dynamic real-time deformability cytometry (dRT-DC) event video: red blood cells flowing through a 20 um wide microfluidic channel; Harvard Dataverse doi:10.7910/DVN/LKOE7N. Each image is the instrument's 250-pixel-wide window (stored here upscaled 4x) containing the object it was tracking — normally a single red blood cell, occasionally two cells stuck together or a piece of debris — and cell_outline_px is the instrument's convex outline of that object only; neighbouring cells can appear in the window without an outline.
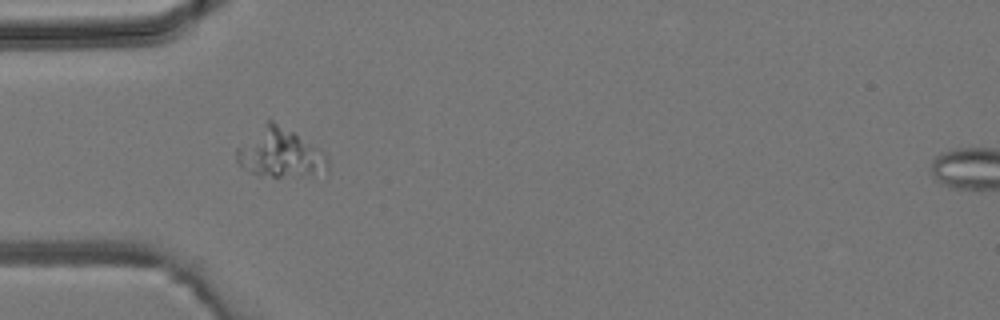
{"species": "common noctule bat (a hibernating species)", "species_latin": "Nyctalus noctula", "temperature_condition": "room temperature", "stored_images_in_passage": 14, "camera_frame_rate_fps": 3000, "um_per_image_px": 0.085, "animal": {"sex": "male", "body_mass_g": 19.2, "forearm_length_mm": 51.8}, "frame": {"image": 1, "passage_image": 5, "time_ms": 1.333, "image_size_px": [1000, 320], "cell_outline_px": [[328, 172], [312, 176], [256, 176], [244, 168], [236, 160], [236, 148], [268, 116], [320, 148], [328, 156]], "centroid_in_image_um": [23.81, 12.98], "position_along_channel_um": 61.2, "area_um2": 26.82}}
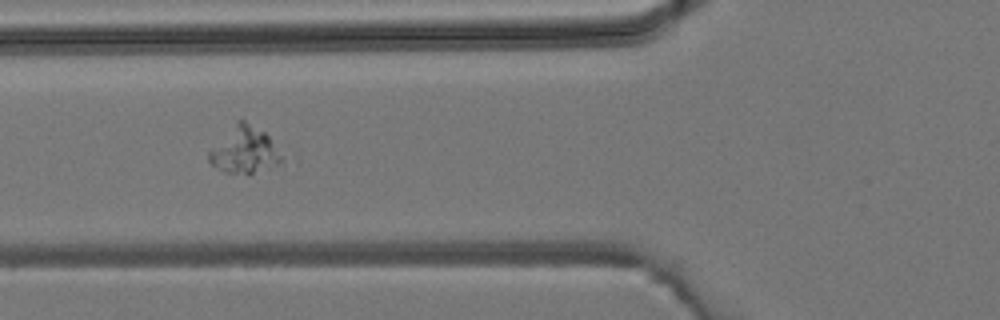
{"frame": {"image": 2, "passage_image": 8, "time_ms": 2.333, "image_size_px": [1000, 320], "cell_outline_px": [[284, 156], [276, 164], [248, 176], [224, 172], [216, 168], [208, 160], [208, 152], [240, 120], [244, 120], [264, 132], [268, 136]], "centroid_in_image_um": [20.78, 12.83], "position_along_channel_um": 105.0, "area_um2": 19.25}}
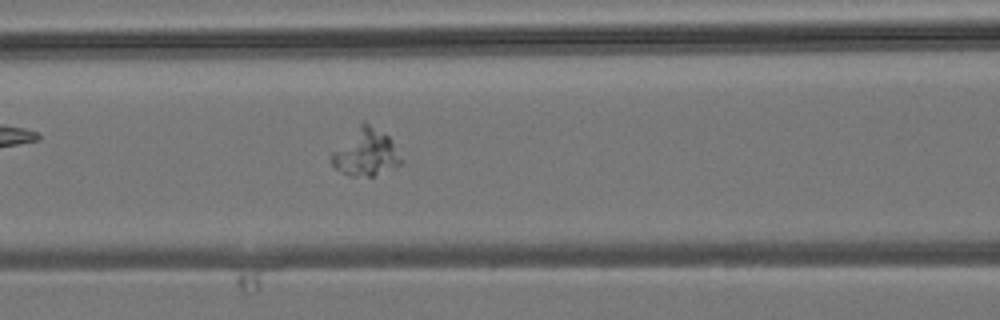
{"frame": {"image": 3, "passage_image": 10, "time_ms": 3.0, "image_size_px": [1000, 320], "cell_outline_px": [[404, 160], [400, 164], [372, 176], [352, 176], [336, 168], [332, 164], [332, 152], [360, 120], [364, 120], [388, 136], [392, 140]], "centroid_in_image_um": [31.1, 12.91], "position_along_channel_um": 135.5, "area_um2": 19.02}}